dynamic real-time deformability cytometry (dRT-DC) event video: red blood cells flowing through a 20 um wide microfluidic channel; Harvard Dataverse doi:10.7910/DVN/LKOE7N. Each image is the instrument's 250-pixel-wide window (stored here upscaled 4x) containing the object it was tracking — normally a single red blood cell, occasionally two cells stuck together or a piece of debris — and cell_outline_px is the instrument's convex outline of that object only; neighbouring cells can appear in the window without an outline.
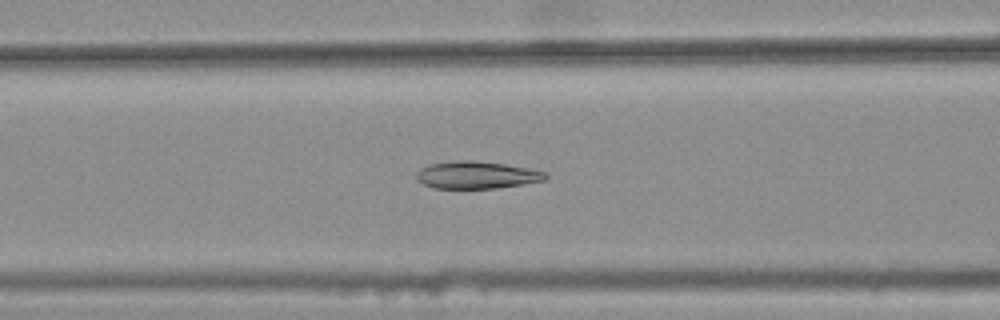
{"species": "common noctule bat (a hibernating species)", "species_latin": "Nyctalus noctula", "temperature_condition": "warm", "stored_images_in_passage": 46, "camera_frame_rate_fps": 3000, "um_per_image_px": 0.085, "animal": {"sex": "female", "body_mass_g": 25.1}, "frame": {"image": 1, "passage_image": 22, "time_ms": 7.0, "image_size_px": [1000, 320], "cell_outline_px": [[548, 176], [544, 180], [524, 184], [496, 188], [436, 188], [424, 184], [416, 180], [416, 172], [420, 168], [428, 164], [460, 160], [472, 160], [504, 164], [544, 172]], "centroid_in_image_um": [40.45, 14.87], "position_along_channel_um": 126.1, "area_um2": 20.35}}
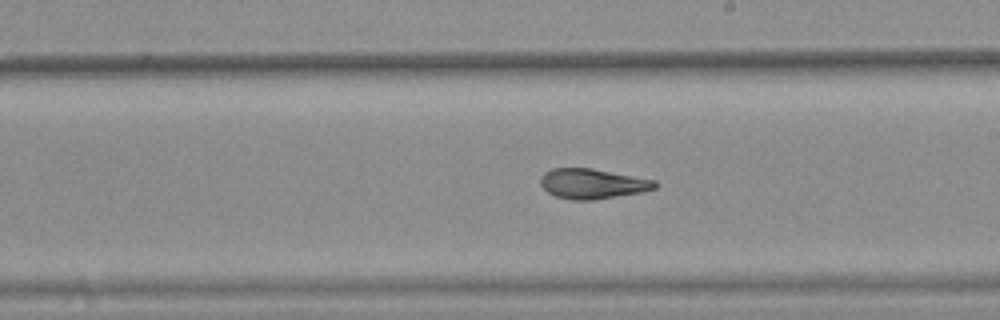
{"frame": {"image": 2, "passage_image": 31, "time_ms": 10.0, "image_size_px": [1000, 320], "cell_outline_px": [[660, 184], [656, 188], [640, 192], [592, 200], [572, 200], [556, 196], [548, 192], [540, 184], [540, 180], [544, 172], [552, 168], [592, 168], [656, 180]], "centroid_in_image_um": [50.37, 15.61], "position_along_channel_um": 238.6, "area_um2": 20.0}}
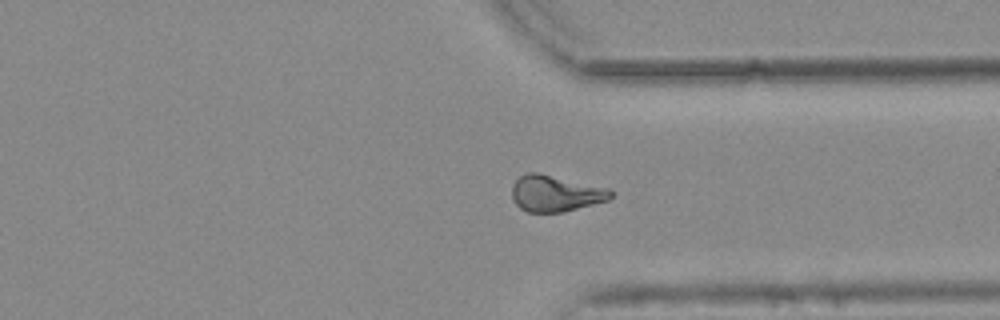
{"frame": {"image": 3, "passage_image": 41, "time_ms": 13.333, "image_size_px": [1000, 320], "cell_outline_px": [[612, 196], [608, 200], [564, 212], [528, 212], [520, 208], [512, 200], [512, 184], [520, 176], [528, 172], [536, 172], [608, 188], [612, 192]], "centroid_in_image_um": [47.18, 16.45], "position_along_channel_um": 364.2, "area_um2": 20.75}, "authors_computed_cell_mechanics": {"area_um2": 20.7502, "velocity_mm_per_s": 3.7601, "shape_relaxation_time_tau1_ms": null, "shape_relaxation_time_tau2_ms": 2.8723, "deformation_change_tau1": null, "deformation_change_tau2": 0.0752}}